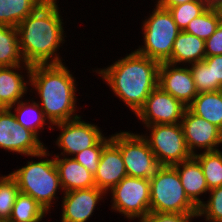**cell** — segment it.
I'll list each match as a JSON object with an SVG mask.
<instances>
[{
  "instance_id": "ac0fdd59",
  "label": "cell",
  "mask_w": 222,
  "mask_h": 222,
  "mask_svg": "<svg viewBox=\"0 0 222 222\" xmlns=\"http://www.w3.org/2000/svg\"><path fill=\"white\" fill-rule=\"evenodd\" d=\"M60 158L55 155L54 160L63 192L96 187L94 175L72 156Z\"/></svg>"
},
{
  "instance_id": "9c48e42d",
  "label": "cell",
  "mask_w": 222,
  "mask_h": 222,
  "mask_svg": "<svg viewBox=\"0 0 222 222\" xmlns=\"http://www.w3.org/2000/svg\"><path fill=\"white\" fill-rule=\"evenodd\" d=\"M149 136L143 137L149 143L159 165H175L189 159L192 154L188 151L180 123L155 124L145 126Z\"/></svg>"
},
{
  "instance_id": "f546056e",
  "label": "cell",
  "mask_w": 222,
  "mask_h": 222,
  "mask_svg": "<svg viewBox=\"0 0 222 222\" xmlns=\"http://www.w3.org/2000/svg\"><path fill=\"white\" fill-rule=\"evenodd\" d=\"M189 68L198 94L218 91V82H213L212 66H208L204 61H199L189 65Z\"/></svg>"
},
{
  "instance_id": "603a6c76",
  "label": "cell",
  "mask_w": 222,
  "mask_h": 222,
  "mask_svg": "<svg viewBox=\"0 0 222 222\" xmlns=\"http://www.w3.org/2000/svg\"><path fill=\"white\" fill-rule=\"evenodd\" d=\"M25 64L16 27L0 24V67Z\"/></svg>"
},
{
  "instance_id": "74e56055",
  "label": "cell",
  "mask_w": 222,
  "mask_h": 222,
  "mask_svg": "<svg viewBox=\"0 0 222 222\" xmlns=\"http://www.w3.org/2000/svg\"><path fill=\"white\" fill-rule=\"evenodd\" d=\"M220 13H221V17H222V7L219 9Z\"/></svg>"
},
{
  "instance_id": "d4e9b609",
  "label": "cell",
  "mask_w": 222,
  "mask_h": 222,
  "mask_svg": "<svg viewBox=\"0 0 222 222\" xmlns=\"http://www.w3.org/2000/svg\"><path fill=\"white\" fill-rule=\"evenodd\" d=\"M47 213L30 195L19 192L9 222H40Z\"/></svg>"
},
{
  "instance_id": "83f0119b",
  "label": "cell",
  "mask_w": 222,
  "mask_h": 222,
  "mask_svg": "<svg viewBox=\"0 0 222 222\" xmlns=\"http://www.w3.org/2000/svg\"><path fill=\"white\" fill-rule=\"evenodd\" d=\"M19 192L18 184L10 174L0 176V221H9Z\"/></svg>"
},
{
  "instance_id": "8992f818",
  "label": "cell",
  "mask_w": 222,
  "mask_h": 222,
  "mask_svg": "<svg viewBox=\"0 0 222 222\" xmlns=\"http://www.w3.org/2000/svg\"><path fill=\"white\" fill-rule=\"evenodd\" d=\"M152 14L143 22L144 46L135 51L143 56L166 62L172 54L174 41L181 31L166 8L155 4Z\"/></svg>"
},
{
  "instance_id": "f1b7e54d",
  "label": "cell",
  "mask_w": 222,
  "mask_h": 222,
  "mask_svg": "<svg viewBox=\"0 0 222 222\" xmlns=\"http://www.w3.org/2000/svg\"><path fill=\"white\" fill-rule=\"evenodd\" d=\"M203 0H193L168 8L173 16L174 22L181 31H184L189 22L207 10Z\"/></svg>"
},
{
  "instance_id": "e0dca14e",
  "label": "cell",
  "mask_w": 222,
  "mask_h": 222,
  "mask_svg": "<svg viewBox=\"0 0 222 222\" xmlns=\"http://www.w3.org/2000/svg\"><path fill=\"white\" fill-rule=\"evenodd\" d=\"M31 67L26 63L12 67H0V110L14 106L27 93ZM22 68H25L24 70L28 73V81H25V77L17 72Z\"/></svg>"
},
{
  "instance_id": "d6a6232c",
  "label": "cell",
  "mask_w": 222,
  "mask_h": 222,
  "mask_svg": "<svg viewBox=\"0 0 222 222\" xmlns=\"http://www.w3.org/2000/svg\"><path fill=\"white\" fill-rule=\"evenodd\" d=\"M194 217L198 218V213H150L141 222H192L191 219H194Z\"/></svg>"
},
{
  "instance_id": "7c38bea8",
  "label": "cell",
  "mask_w": 222,
  "mask_h": 222,
  "mask_svg": "<svg viewBox=\"0 0 222 222\" xmlns=\"http://www.w3.org/2000/svg\"><path fill=\"white\" fill-rule=\"evenodd\" d=\"M186 106L157 86L147 97L136 116L145 126L180 123Z\"/></svg>"
},
{
  "instance_id": "5bb4252c",
  "label": "cell",
  "mask_w": 222,
  "mask_h": 222,
  "mask_svg": "<svg viewBox=\"0 0 222 222\" xmlns=\"http://www.w3.org/2000/svg\"><path fill=\"white\" fill-rule=\"evenodd\" d=\"M158 86L186 107L198 95L192 72L187 65L179 67L175 64L162 62L159 67Z\"/></svg>"
},
{
  "instance_id": "3957f363",
  "label": "cell",
  "mask_w": 222,
  "mask_h": 222,
  "mask_svg": "<svg viewBox=\"0 0 222 222\" xmlns=\"http://www.w3.org/2000/svg\"><path fill=\"white\" fill-rule=\"evenodd\" d=\"M68 68L62 64L33 65L30 71V85L40 97V108L53 124L80 117L76 112V85Z\"/></svg>"
},
{
  "instance_id": "30bf717a",
  "label": "cell",
  "mask_w": 222,
  "mask_h": 222,
  "mask_svg": "<svg viewBox=\"0 0 222 222\" xmlns=\"http://www.w3.org/2000/svg\"><path fill=\"white\" fill-rule=\"evenodd\" d=\"M0 148L26 156L45 149L39 137L23 127L9 108L0 110Z\"/></svg>"
},
{
  "instance_id": "d590c367",
  "label": "cell",
  "mask_w": 222,
  "mask_h": 222,
  "mask_svg": "<svg viewBox=\"0 0 222 222\" xmlns=\"http://www.w3.org/2000/svg\"><path fill=\"white\" fill-rule=\"evenodd\" d=\"M193 0H158L157 3L163 7L168 9L171 6L180 5Z\"/></svg>"
},
{
  "instance_id": "ffe728a7",
  "label": "cell",
  "mask_w": 222,
  "mask_h": 222,
  "mask_svg": "<svg viewBox=\"0 0 222 222\" xmlns=\"http://www.w3.org/2000/svg\"><path fill=\"white\" fill-rule=\"evenodd\" d=\"M205 57V40L185 31H180L174 41L171 57L166 62L175 65L181 63L189 65L203 61Z\"/></svg>"
},
{
  "instance_id": "277c9868",
  "label": "cell",
  "mask_w": 222,
  "mask_h": 222,
  "mask_svg": "<svg viewBox=\"0 0 222 222\" xmlns=\"http://www.w3.org/2000/svg\"><path fill=\"white\" fill-rule=\"evenodd\" d=\"M49 155L45 148L31 155V157H41L39 161L30 160L26 166L10 173L16 180L19 191L30 195L47 212L53 207L54 198H58L55 197L57 190H62L55 160L47 159ZM42 157H46L47 160H41Z\"/></svg>"
},
{
  "instance_id": "8d00e7d4",
  "label": "cell",
  "mask_w": 222,
  "mask_h": 222,
  "mask_svg": "<svg viewBox=\"0 0 222 222\" xmlns=\"http://www.w3.org/2000/svg\"><path fill=\"white\" fill-rule=\"evenodd\" d=\"M207 8L219 10L222 7V0H203Z\"/></svg>"
},
{
  "instance_id": "4dcf8cb0",
  "label": "cell",
  "mask_w": 222,
  "mask_h": 222,
  "mask_svg": "<svg viewBox=\"0 0 222 222\" xmlns=\"http://www.w3.org/2000/svg\"><path fill=\"white\" fill-rule=\"evenodd\" d=\"M209 199L198 207L199 217L204 216L206 221L222 222V186L208 192Z\"/></svg>"
},
{
  "instance_id": "1f68e13d",
  "label": "cell",
  "mask_w": 222,
  "mask_h": 222,
  "mask_svg": "<svg viewBox=\"0 0 222 222\" xmlns=\"http://www.w3.org/2000/svg\"><path fill=\"white\" fill-rule=\"evenodd\" d=\"M111 140L110 137H103L95 146L86 148L76 155L73 158L83 165L91 174L95 175L100 157L103 151V147Z\"/></svg>"
},
{
  "instance_id": "5b68a950",
  "label": "cell",
  "mask_w": 222,
  "mask_h": 222,
  "mask_svg": "<svg viewBox=\"0 0 222 222\" xmlns=\"http://www.w3.org/2000/svg\"><path fill=\"white\" fill-rule=\"evenodd\" d=\"M149 181L150 213H198V207L186 195L174 166L160 165Z\"/></svg>"
},
{
  "instance_id": "7a4b0ae2",
  "label": "cell",
  "mask_w": 222,
  "mask_h": 222,
  "mask_svg": "<svg viewBox=\"0 0 222 222\" xmlns=\"http://www.w3.org/2000/svg\"><path fill=\"white\" fill-rule=\"evenodd\" d=\"M160 64L133 51L107 68L95 71L136 115L158 86Z\"/></svg>"
},
{
  "instance_id": "8fae6325",
  "label": "cell",
  "mask_w": 222,
  "mask_h": 222,
  "mask_svg": "<svg viewBox=\"0 0 222 222\" xmlns=\"http://www.w3.org/2000/svg\"><path fill=\"white\" fill-rule=\"evenodd\" d=\"M81 117L53 124L57 129H61L56 140V145L63 150L60 157L74 156L86 148L95 146L104 137L97 125L85 122Z\"/></svg>"
},
{
  "instance_id": "52a82bcc",
  "label": "cell",
  "mask_w": 222,
  "mask_h": 222,
  "mask_svg": "<svg viewBox=\"0 0 222 222\" xmlns=\"http://www.w3.org/2000/svg\"><path fill=\"white\" fill-rule=\"evenodd\" d=\"M111 140L120 148L127 176L150 179L160 166L143 135L120 131Z\"/></svg>"
},
{
  "instance_id": "44dd1931",
  "label": "cell",
  "mask_w": 222,
  "mask_h": 222,
  "mask_svg": "<svg viewBox=\"0 0 222 222\" xmlns=\"http://www.w3.org/2000/svg\"><path fill=\"white\" fill-rule=\"evenodd\" d=\"M187 108L222 129V90L199 93Z\"/></svg>"
},
{
  "instance_id": "9a60e30c",
  "label": "cell",
  "mask_w": 222,
  "mask_h": 222,
  "mask_svg": "<svg viewBox=\"0 0 222 222\" xmlns=\"http://www.w3.org/2000/svg\"><path fill=\"white\" fill-rule=\"evenodd\" d=\"M60 222H86L106 192L91 187L64 192Z\"/></svg>"
},
{
  "instance_id": "d6986e66",
  "label": "cell",
  "mask_w": 222,
  "mask_h": 222,
  "mask_svg": "<svg viewBox=\"0 0 222 222\" xmlns=\"http://www.w3.org/2000/svg\"><path fill=\"white\" fill-rule=\"evenodd\" d=\"M173 166L177 169L186 195L199 207L204 202L199 196L210 191L199 161L192 155L189 159Z\"/></svg>"
},
{
  "instance_id": "2e32d148",
  "label": "cell",
  "mask_w": 222,
  "mask_h": 222,
  "mask_svg": "<svg viewBox=\"0 0 222 222\" xmlns=\"http://www.w3.org/2000/svg\"><path fill=\"white\" fill-rule=\"evenodd\" d=\"M127 176L120 148L110 140L104 147L94 175L96 187L109 192Z\"/></svg>"
},
{
  "instance_id": "836d02e7",
  "label": "cell",
  "mask_w": 222,
  "mask_h": 222,
  "mask_svg": "<svg viewBox=\"0 0 222 222\" xmlns=\"http://www.w3.org/2000/svg\"><path fill=\"white\" fill-rule=\"evenodd\" d=\"M206 57L222 54V22L216 31L205 41Z\"/></svg>"
},
{
  "instance_id": "e575fe53",
  "label": "cell",
  "mask_w": 222,
  "mask_h": 222,
  "mask_svg": "<svg viewBox=\"0 0 222 222\" xmlns=\"http://www.w3.org/2000/svg\"><path fill=\"white\" fill-rule=\"evenodd\" d=\"M203 61L212 66L213 82H218V91L222 90V54L205 57Z\"/></svg>"
},
{
  "instance_id": "4316f807",
  "label": "cell",
  "mask_w": 222,
  "mask_h": 222,
  "mask_svg": "<svg viewBox=\"0 0 222 222\" xmlns=\"http://www.w3.org/2000/svg\"><path fill=\"white\" fill-rule=\"evenodd\" d=\"M221 22L220 11L208 8L204 13L192 19L184 31L206 41Z\"/></svg>"
},
{
  "instance_id": "484cf974",
  "label": "cell",
  "mask_w": 222,
  "mask_h": 222,
  "mask_svg": "<svg viewBox=\"0 0 222 222\" xmlns=\"http://www.w3.org/2000/svg\"><path fill=\"white\" fill-rule=\"evenodd\" d=\"M193 156L202 167L209 190L222 186V151H202Z\"/></svg>"
},
{
  "instance_id": "cb8c5ba5",
  "label": "cell",
  "mask_w": 222,
  "mask_h": 222,
  "mask_svg": "<svg viewBox=\"0 0 222 222\" xmlns=\"http://www.w3.org/2000/svg\"><path fill=\"white\" fill-rule=\"evenodd\" d=\"M28 102H23L21 99L18 101L15 106H11L9 109L12 110L16 120L25 128L29 129L37 136H39V131L43 129L46 121L49 120L45 117L43 110L40 108V105L37 101L32 100ZM31 102V103H30ZM37 102V103H36ZM40 129V130H39Z\"/></svg>"
},
{
  "instance_id": "7402d4cb",
  "label": "cell",
  "mask_w": 222,
  "mask_h": 222,
  "mask_svg": "<svg viewBox=\"0 0 222 222\" xmlns=\"http://www.w3.org/2000/svg\"><path fill=\"white\" fill-rule=\"evenodd\" d=\"M47 0H0V24L17 27Z\"/></svg>"
},
{
  "instance_id": "ba28073f",
  "label": "cell",
  "mask_w": 222,
  "mask_h": 222,
  "mask_svg": "<svg viewBox=\"0 0 222 222\" xmlns=\"http://www.w3.org/2000/svg\"><path fill=\"white\" fill-rule=\"evenodd\" d=\"M110 193L111 208L133 220L141 222L150 214V181L149 179L124 177Z\"/></svg>"
},
{
  "instance_id": "4fadbf2b",
  "label": "cell",
  "mask_w": 222,
  "mask_h": 222,
  "mask_svg": "<svg viewBox=\"0 0 222 222\" xmlns=\"http://www.w3.org/2000/svg\"><path fill=\"white\" fill-rule=\"evenodd\" d=\"M180 124L187 149L192 155L196 154L195 149H204V152L219 150L218 145L221 146L222 142L221 131L217 126L193 114L188 108Z\"/></svg>"
},
{
  "instance_id": "6da1fadb",
  "label": "cell",
  "mask_w": 222,
  "mask_h": 222,
  "mask_svg": "<svg viewBox=\"0 0 222 222\" xmlns=\"http://www.w3.org/2000/svg\"><path fill=\"white\" fill-rule=\"evenodd\" d=\"M59 13L56 0H47L16 27L20 51L26 64H62L57 51L66 35Z\"/></svg>"
}]
</instances>
